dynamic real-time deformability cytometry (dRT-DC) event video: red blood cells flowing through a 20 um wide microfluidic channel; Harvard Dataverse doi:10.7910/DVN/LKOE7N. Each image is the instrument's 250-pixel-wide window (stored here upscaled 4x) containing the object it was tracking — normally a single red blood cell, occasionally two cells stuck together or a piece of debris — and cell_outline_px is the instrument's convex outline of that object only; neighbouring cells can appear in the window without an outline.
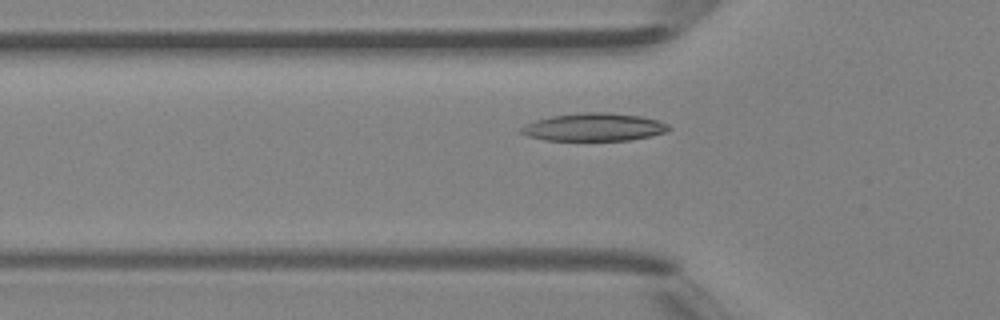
{"species": "Egyptian fruit bat (a non-hibernating species)", "species_latin": "Rousettus aegyptiacus", "temperature_condition": "room temperature", "stored_images_in_passage": 44, "camera_frame_rate_fps": 3000, "um_per_image_px": 0.085, "animal": {"sex": "female"}, "frame": {"image": 1, "passage_image": 14, "time_ms": 4.333, "image_size_px": [1000, 320], "cell_outline_px": [[672, 128], [664, 132], [652, 136], [628, 140], [544, 140], [528, 136], [520, 132], [520, 128], [524, 124], [536, 120], [552, 116], [584, 112], [608, 112], [640, 116], [656, 120], [668, 124]], "centroid_in_image_um": [50.48, 10.8], "position_along_channel_um": 75.3, "area_um2": 23.87}}
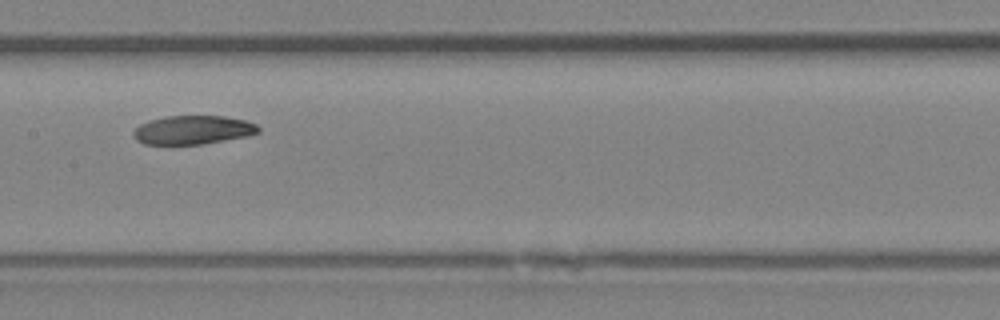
{"frame": {"image": 2, "passage_image": 22, "time_ms": 7.0, "image_size_px": [1000, 320], "cell_outline_px": [[260, 132], [248, 136], [204, 144], [144, 144], [136, 140], [132, 136], [132, 132], [140, 124], [148, 120], [164, 116], [224, 116], [244, 120], [256, 124], [260, 128]], "centroid_in_image_um": [16.38, 11.04], "position_along_channel_um": 191.0, "area_um2": 21.1}}
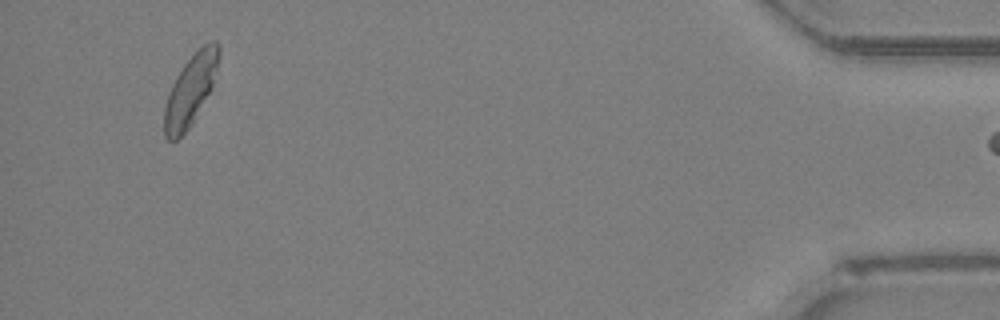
{"frame": {"image": 3, "passage_image": 43, "time_ms": 14.0, "image_size_px": [1000, 320], "cell_outline_px": [[220, 56], [212, 88], [192, 124], [176, 140], [168, 140], [164, 136], [164, 108], [168, 92], [176, 76], [184, 64], [204, 44], [212, 40], [216, 40], [220, 44]], "centroid_in_image_um": [16.2, 7.65], "position_along_channel_um": 419.0, "area_um2": 22.43}}